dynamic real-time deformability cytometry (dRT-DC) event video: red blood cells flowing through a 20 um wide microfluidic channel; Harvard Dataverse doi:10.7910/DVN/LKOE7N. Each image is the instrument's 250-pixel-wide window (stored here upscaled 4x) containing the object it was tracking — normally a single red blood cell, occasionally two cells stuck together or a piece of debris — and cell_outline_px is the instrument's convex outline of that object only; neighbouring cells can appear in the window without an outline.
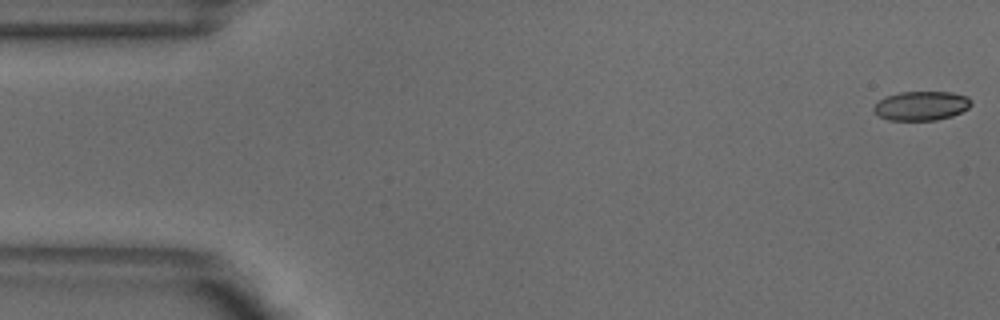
{"species": "common noctule bat (a hibernating species)", "species_latin": "Nyctalus noctula", "temperature_condition": "warm", "stored_images_in_passage": 51, "camera_frame_rate_fps": 3000, "um_per_image_px": 0.085, "animal": {"sex": "male", "body_mass_g": 18.8}, "frame": {"image": 1, "passage_image": 1, "time_ms": 0.0, "image_size_px": [1000, 320], "cell_outline_px": [[972, 104], [968, 108], [952, 116], [936, 120], [888, 120], [872, 112], [872, 108], [884, 96], [900, 92], [952, 92], [968, 96], [972, 100]], "centroid_in_image_um": [78.31, 8.99], "position_along_channel_um": 6.7, "area_um2": 16.7}}
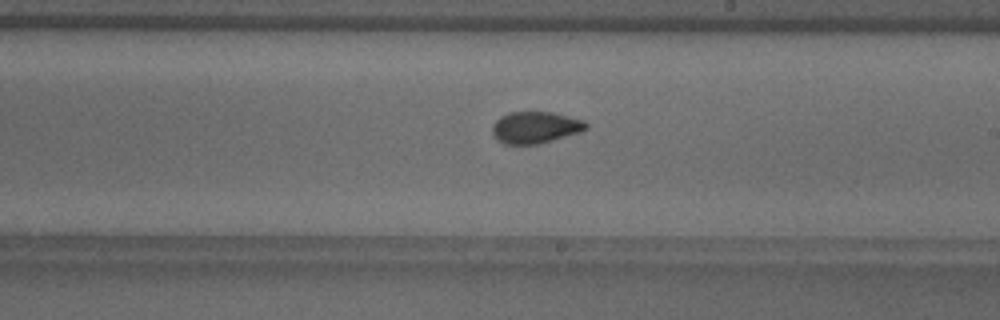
{"frame": {"image": 2, "passage_image": 29, "time_ms": 9.333, "image_size_px": [1000, 320], "cell_outline_px": [[588, 128], [580, 132], [552, 140], [536, 144], [504, 144], [496, 140], [492, 136], [492, 124], [500, 116], [508, 112], [552, 112], [584, 120], [588, 124]], "centroid_in_image_um": [45.46, 10.83], "position_along_channel_um": 243.5, "area_um2": 17.46}}
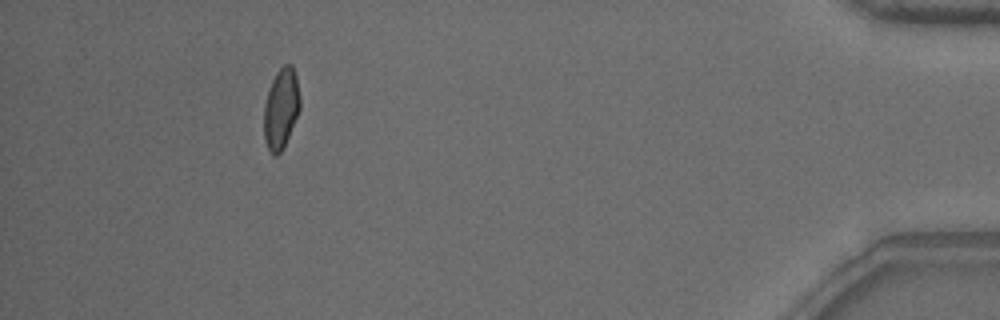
{"frame": {"image": 3, "passage_image": 47, "time_ms": 15.333, "image_size_px": [1000, 320], "cell_outline_px": [[300, 108], [284, 148], [276, 156], [272, 156], [264, 140], [264, 104], [272, 80], [276, 72], [284, 64], [292, 64], [296, 76], [300, 100]], "centroid_in_image_um": [23.88, 9.25], "position_along_channel_um": 411.3, "area_um2": 16.94}, "authors_computed_cell_mechanics": {"area_um2": 17.3978, "velocity_mm_per_s": 3.8862, "shape_relaxation_time_tau1_ms": 3.1766, "shape_relaxation_time_tau2_ms": 1.1045, "deformation_change_tau1": 0.1359, "deformation_change_tau2": 0.061}}